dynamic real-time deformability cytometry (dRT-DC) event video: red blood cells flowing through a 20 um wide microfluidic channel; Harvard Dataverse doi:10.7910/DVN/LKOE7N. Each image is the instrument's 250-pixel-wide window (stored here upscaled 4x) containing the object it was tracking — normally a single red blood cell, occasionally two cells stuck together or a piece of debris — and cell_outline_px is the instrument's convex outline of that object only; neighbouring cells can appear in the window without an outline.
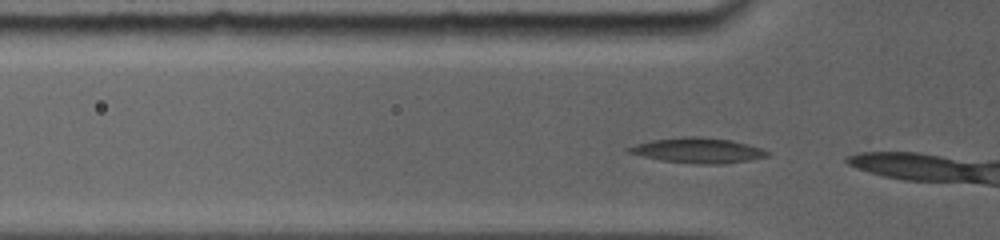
{"species": "common noctule bat (a hibernating species)", "species_latin": "Nyctalus noctula", "temperature_condition": "room temperature", "stored_images_in_passage": 4, "camera_frame_rate_fps": 5000, "um_per_image_px": 0.085, "animal": {"sex": "female", "body_mass_g": 19.0, "forearm_length_mm": 56.7}, "frame": {"image": 1, "passage_image": 2, "time_ms": 0.2, "image_size_px": [1000, 240], "cell_outline_px": [[772, 152], [768, 156], [748, 160], [724, 164], [692, 164], [660, 160], [628, 152], [624, 148], [636, 144], [652, 140], [684, 136], [696, 136], [732, 140], [748, 144]], "centroid_in_image_um": [59.33, 12.79], "position_along_channel_um": 66.5, "area_um2": 20.4}}